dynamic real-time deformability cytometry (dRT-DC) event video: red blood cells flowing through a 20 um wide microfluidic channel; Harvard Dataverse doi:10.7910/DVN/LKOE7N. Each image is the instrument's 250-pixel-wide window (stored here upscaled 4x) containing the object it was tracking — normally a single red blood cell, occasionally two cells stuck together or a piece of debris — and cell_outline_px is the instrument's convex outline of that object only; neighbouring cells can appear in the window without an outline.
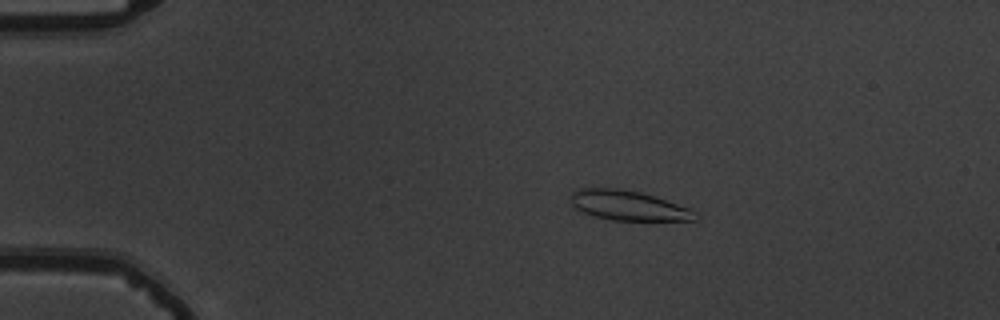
{"species": "common noctule bat (a hibernating species)", "species_latin": "Nyctalus noctula", "temperature_condition": "warm", "stored_images_in_passage": 47, "camera_frame_rate_fps": 3000, "um_per_image_px": 0.085, "animal": {"sex": "male", "body_mass_g": 19.5, "forearm_length_mm": 54.6}, "frame": {"image": 1, "passage_image": 3, "time_ms": 0.667, "image_size_px": [1000, 320], "cell_outline_px": [[700, 216], [696, 220], [612, 220], [596, 216], [572, 208], [572, 192], [576, 188], [616, 188], [640, 192], [692, 208]], "centroid_in_image_um": [53.43, 17.47], "position_along_channel_um": 31.6, "area_um2": 21.62}}
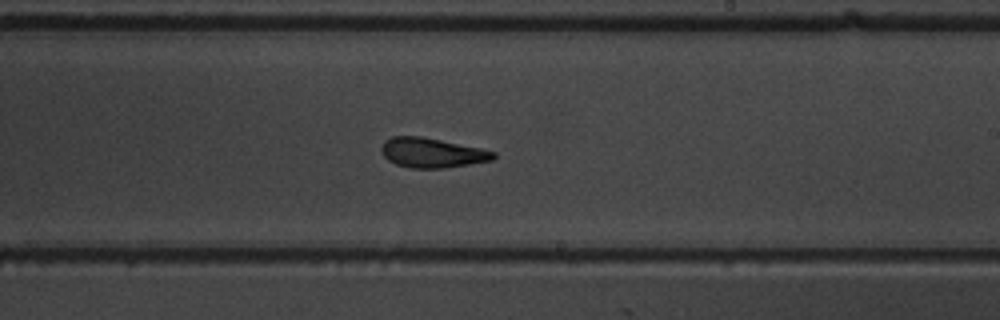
{"frame": {"image": 2, "passage_image": 26, "time_ms": 8.333, "image_size_px": [1000, 320], "cell_outline_px": [[496, 156], [492, 160], [444, 168], [408, 168], [396, 164], [388, 160], [380, 152], [380, 148], [384, 140], [392, 136], [420, 136], [480, 148], [496, 152]], "centroid_in_image_um": [36.67, 12.98], "position_along_channel_um": 252.3, "area_um2": 19.36}}
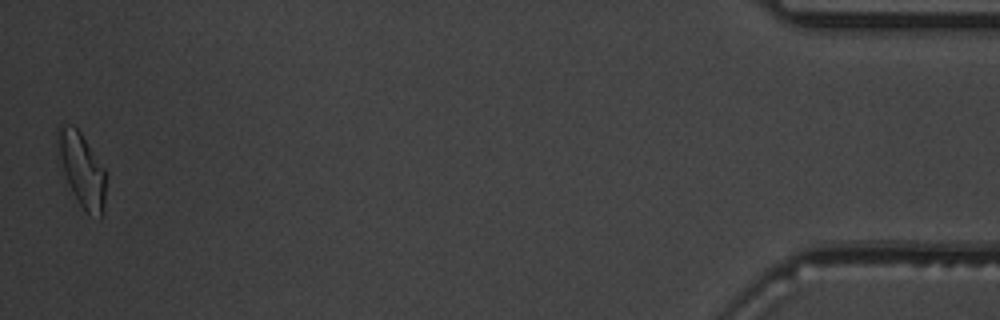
{"frame": {"image": 3, "passage_image": 47, "time_ms": 15.333, "image_size_px": [1000, 320], "cell_outline_px": [[104, 204], [100, 220], [88, 212], [80, 204], [72, 192], [64, 172], [56, 140], [56, 128], [60, 124], [72, 124], [80, 132], [104, 168]], "centroid_in_image_um": [6.93, 14.37], "position_along_channel_um": 428.3, "area_um2": 20.06}, "authors_computed_cell_mechanics": {"area_um2": 20.0566, "velocity_mm_per_s": 3.7069, "shape_relaxation_time_tau1_ms": 6.9377, "shape_relaxation_time_tau2_ms": 1.5078, "deformation_change_tau1": 0.2059, "deformation_change_tau2": 0.0987}}